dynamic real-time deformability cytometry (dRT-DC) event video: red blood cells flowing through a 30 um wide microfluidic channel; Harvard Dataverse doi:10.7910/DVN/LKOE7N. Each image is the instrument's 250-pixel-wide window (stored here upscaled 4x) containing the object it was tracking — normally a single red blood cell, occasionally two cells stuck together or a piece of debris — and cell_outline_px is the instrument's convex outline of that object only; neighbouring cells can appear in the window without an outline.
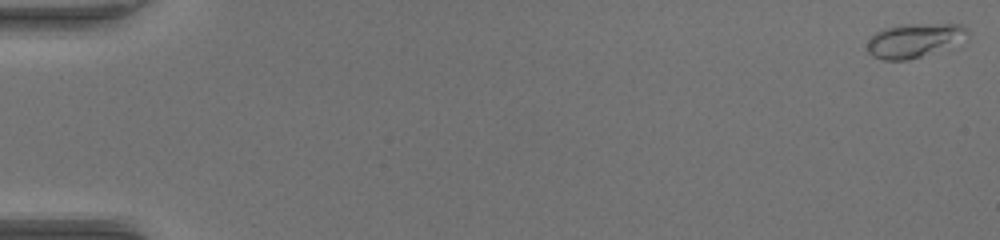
{"species": "common noctule bat (a hibernating species)", "species_latin": "Nyctalus noctula", "temperature_condition": "warm", "stored_images_in_passage": 44, "camera_frame_rate_fps": 3000, "um_per_image_px": 0.085, "animal": {"sex": "female", "body_mass_g": 17.0, "forearm_length_mm": 48.0}, "frame": {"image": 1, "passage_image": 1, "time_ms": 0.0, "image_size_px": [1000, 240], "cell_outline_px": [[968, 36], [920, 56], [908, 60], [884, 60], [872, 56], [868, 52], [868, 40], [876, 32], [884, 28], [900, 24], [964, 24], [968, 28]], "centroid_in_image_um": [77.64, 3.4], "position_along_channel_um": 7.4, "area_um2": 19.31}}
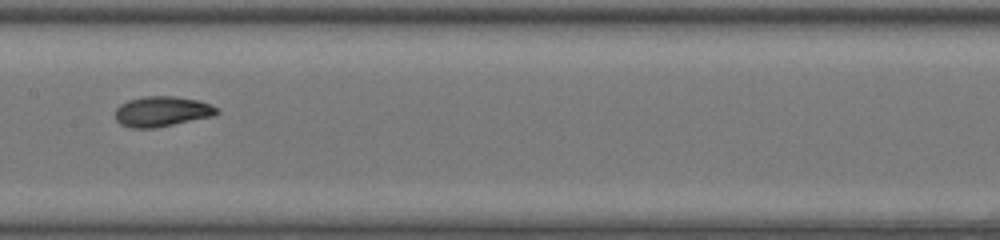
{"frame": {"image": 2, "passage_image": 28, "time_ms": 9.0, "image_size_px": [1000, 240], "cell_outline_px": [[220, 112], [216, 116], [156, 128], [128, 128], [120, 124], [116, 120], [116, 108], [120, 104], [128, 100], [144, 96], [172, 96], [200, 100], [216, 108]], "centroid_in_image_um": [13.77, 9.49], "position_along_channel_um": 193.6, "area_um2": 18.15}}
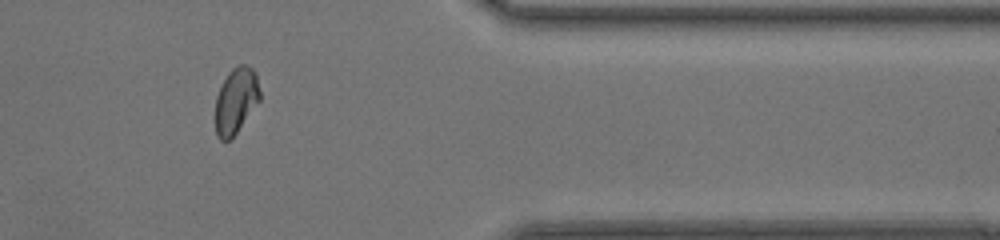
{"frame": {"image": 3, "passage_image": 44, "time_ms": 14.333, "image_size_px": [1000, 240], "cell_outline_px": [[260, 100], [236, 132], [228, 140], [220, 140], [216, 136], [216, 96], [228, 72], [232, 68], [240, 64], [244, 64], [252, 68], [256, 72], [260, 92]], "centroid_in_image_um": [20.06, 8.52], "position_along_channel_um": 391.3, "area_um2": 16.88}, "authors_computed_cell_mechanics": {"area_um2": 17.5712, "velocity_mm_per_s": 4.0403, "shape_relaxation_time_tau1_ms": 3.5577, "shape_relaxation_time_tau2_ms": 1.326, "deformation_change_tau1": 0.1724, "deformation_change_tau2": 0.0462}}